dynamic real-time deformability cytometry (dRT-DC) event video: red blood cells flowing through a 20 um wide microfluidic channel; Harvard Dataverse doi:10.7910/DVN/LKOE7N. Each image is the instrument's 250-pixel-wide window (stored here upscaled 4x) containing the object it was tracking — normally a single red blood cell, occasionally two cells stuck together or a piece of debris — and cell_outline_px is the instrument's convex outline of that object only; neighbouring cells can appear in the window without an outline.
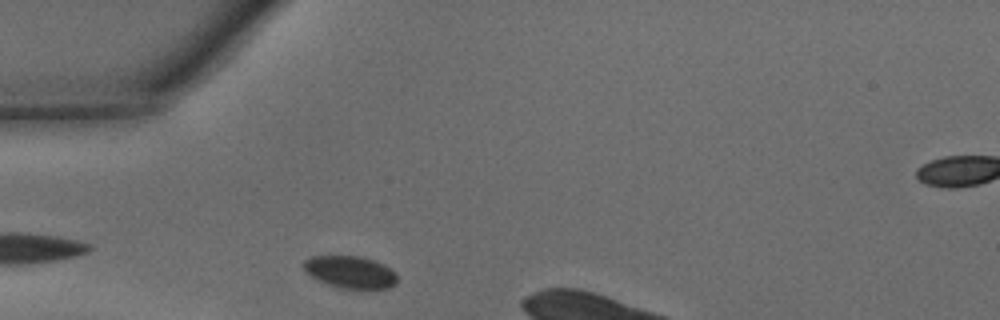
{"species": "common noctule bat (a hibernating species)", "species_latin": "Nyctalus noctula", "temperature_condition": "warm", "stored_images_in_passage": 5, "camera_frame_rate_fps": 3000, "um_per_image_px": 0.085, "animal": {"sex": "male", "body_mass_g": 15.6}, "frame": {"image": 1, "passage_image": 1, "time_ms": 0.0, "image_size_px": [1000, 320], "cell_outline_px": [[396, 284], [388, 288], [368, 292], [344, 288], [328, 284], [312, 276], [304, 268], [304, 260], [312, 256], [360, 256], [376, 260], [392, 268], [396, 272]], "centroid_in_image_um": [29.88, 23.15], "position_along_channel_um": 55.1, "area_um2": 18.03}}